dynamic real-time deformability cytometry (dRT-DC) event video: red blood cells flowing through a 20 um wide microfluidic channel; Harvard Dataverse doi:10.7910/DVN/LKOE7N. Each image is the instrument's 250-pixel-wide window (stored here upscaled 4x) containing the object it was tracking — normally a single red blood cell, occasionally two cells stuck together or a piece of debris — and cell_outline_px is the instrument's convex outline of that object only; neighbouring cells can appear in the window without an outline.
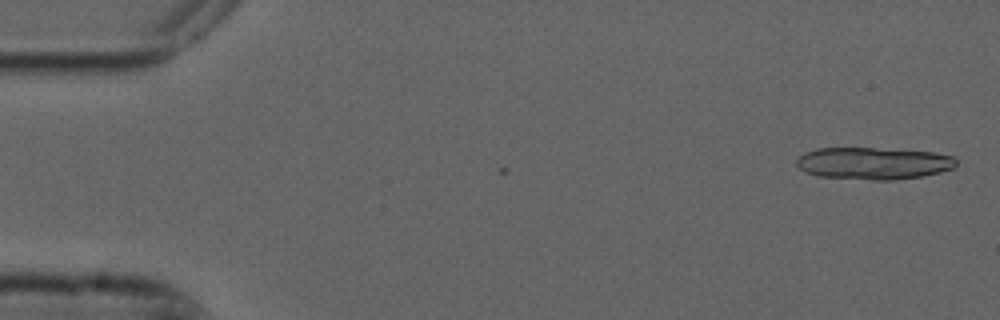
{"species": "common noctule bat (a hibernating species)", "species_latin": "Nyctalus noctula", "temperature_condition": "cold", "stored_images_in_passage": 5, "camera_frame_rate_fps": 3000, "um_per_image_px": 0.085, "animal": {"sex": "male", "forearm_length_mm": 52.5}, "frame": {"image": 1, "passage_image": 1, "time_ms": 0.0, "image_size_px": [1000, 320], "cell_outline_px": [[956, 164], [952, 168], [940, 172], [920, 176], [892, 180], [872, 180], [816, 176], [804, 172], [796, 164], [796, 160], [804, 152], [816, 148], [872, 148], [932, 152], [952, 156], [956, 160]], "centroid_in_image_um": [74.18, 13.88], "position_along_channel_um": 10.8, "area_um2": 29.77}}